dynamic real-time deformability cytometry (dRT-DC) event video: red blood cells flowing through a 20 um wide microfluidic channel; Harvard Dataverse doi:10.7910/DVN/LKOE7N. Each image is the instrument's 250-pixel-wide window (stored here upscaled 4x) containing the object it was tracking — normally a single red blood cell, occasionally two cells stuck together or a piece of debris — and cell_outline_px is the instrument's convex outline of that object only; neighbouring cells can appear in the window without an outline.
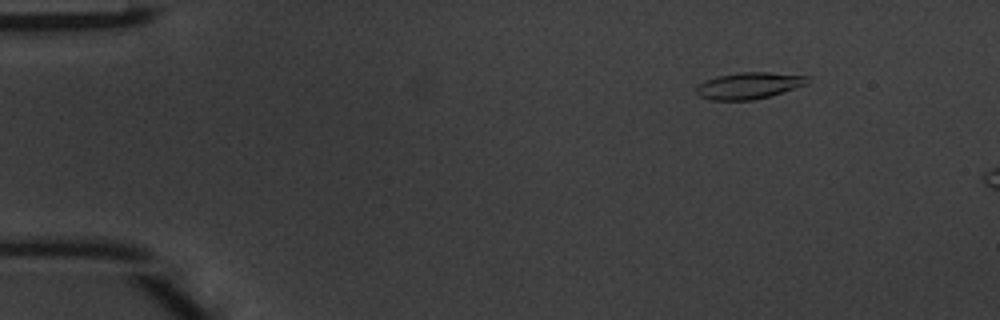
{"species": "common noctule bat (a hibernating species)", "species_latin": "Nyctalus noctula", "temperature_condition": "warm", "stored_images_in_passage": 15, "camera_frame_rate_fps": 3000, "um_per_image_px": 0.085, "animal": {"sex": "male", "body_mass_g": 20.1, "forearm_length_mm": 53.5}, "frame": {"image": 1, "passage_image": 7, "time_ms": 2.0, "image_size_px": [1000, 320], "cell_outline_px": [[812, 76], [808, 84], [768, 96], [752, 100], [712, 100], [700, 96], [696, 92], [696, 88], [704, 80], [716, 76], [740, 72], [768, 72]], "centroid_in_image_um": [63.69, 7.26], "position_along_channel_um": 21.3, "area_um2": 17.22}}